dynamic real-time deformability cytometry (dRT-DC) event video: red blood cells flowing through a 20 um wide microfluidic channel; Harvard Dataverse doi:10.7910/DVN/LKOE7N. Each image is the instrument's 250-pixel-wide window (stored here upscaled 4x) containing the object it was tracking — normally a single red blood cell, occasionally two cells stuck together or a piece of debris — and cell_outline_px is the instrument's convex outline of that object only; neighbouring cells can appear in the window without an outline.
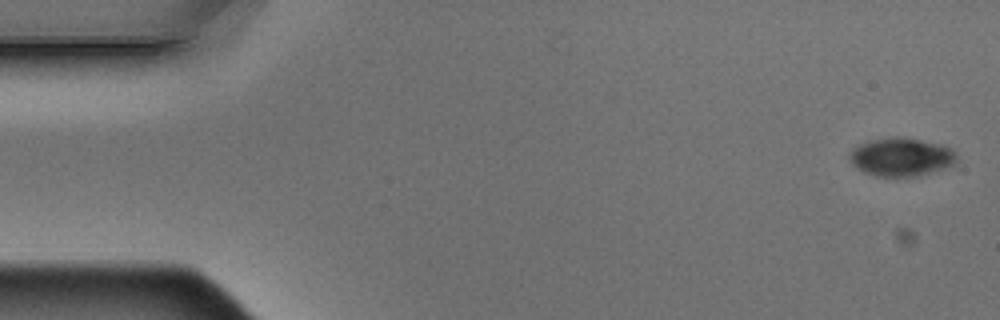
{"species": "Egyptian fruit bat (a non-hibernating species)", "species_latin": "Rousettus aegyptiacus", "temperature_condition": "warm", "stored_images_in_passage": 5, "camera_frame_rate_fps": 3000, "um_per_image_px": 0.085, "animal": {"sex": "male"}, "frame": {"image": 1, "passage_image": 1, "time_ms": 0.0, "image_size_px": [1000, 320], "cell_outline_px": [[956, 164], [920, 176], [876, 176], [864, 172], [852, 164], [848, 156], [852, 148], [860, 144], [872, 140], [892, 136], [900, 136], [940, 144], [952, 148], [956, 152]], "centroid_in_image_um": [76.61, 13.34], "position_along_channel_um": 8.4, "area_um2": 24.04}}
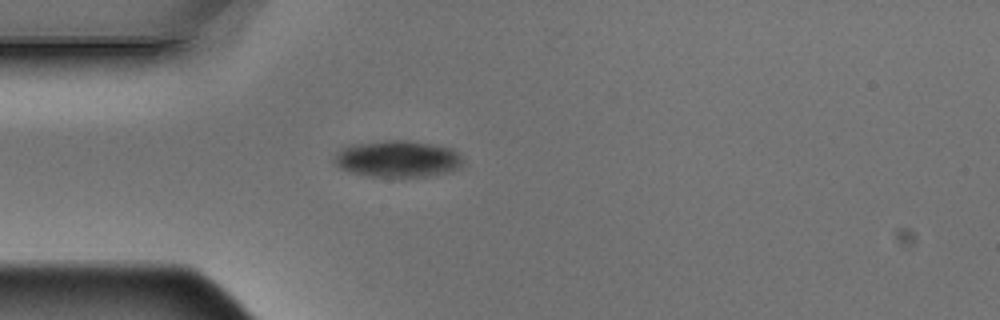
{"frame": {"image": 2, "passage_image": 5, "time_ms": 1.333, "image_size_px": [1000, 320], "cell_outline_px": [[464, 164], [460, 168], [452, 172], [428, 176], [368, 176], [352, 172], [340, 168], [332, 160], [336, 152], [352, 144], [384, 140], [408, 140], [432, 144], [452, 148], [460, 156]], "centroid_in_image_um": [33.82, 13.5], "position_along_channel_um": 51.2, "area_um2": 27.57}}